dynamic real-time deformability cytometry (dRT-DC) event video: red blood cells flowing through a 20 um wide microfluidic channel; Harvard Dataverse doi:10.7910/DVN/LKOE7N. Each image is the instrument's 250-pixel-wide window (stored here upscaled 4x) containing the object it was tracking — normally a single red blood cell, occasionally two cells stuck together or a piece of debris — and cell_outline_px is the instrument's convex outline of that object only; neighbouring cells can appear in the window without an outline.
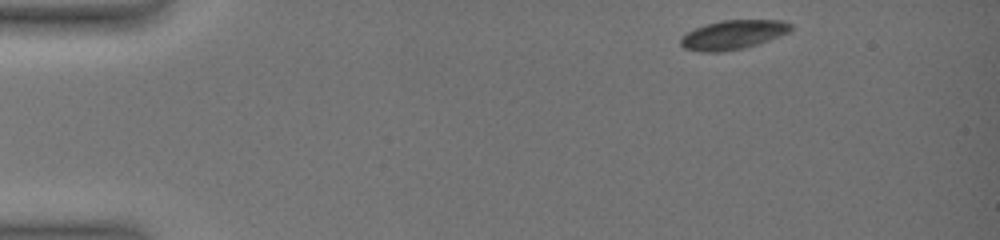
{"species": "common noctule bat (a hibernating species)", "species_latin": "Nyctalus noctula", "temperature_condition": "warm", "stored_images_in_passage": 9, "camera_frame_rate_fps": 3000, "um_per_image_px": 0.085, "animal": {"sex": "female", "body_mass_g": 19.0, "forearm_length_mm": 51.5}, "frame": {"image": 1, "passage_image": 1, "time_ms": 0.0, "image_size_px": [1000, 240], "cell_outline_px": [[792, 28], [788, 32], [780, 36], [744, 48], [720, 52], [700, 52], [684, 48], [680, 44], [680, 36], [696, 28], [720, 20], [784, 20], [792, 24]], "centroid_in_image_um": [62.3, 2.95], "position_along_channel_um": 22.7, "area_um2": 18.67}}
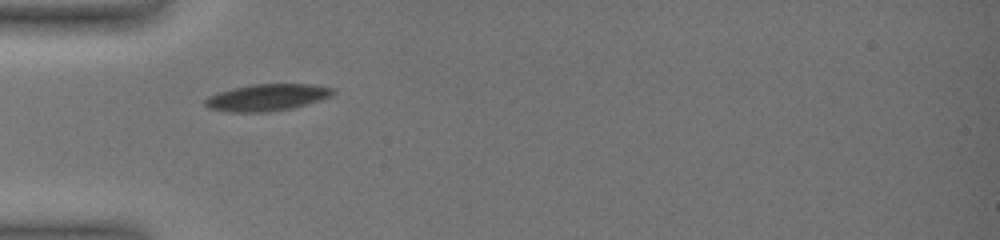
{"frame": {"image": 2, "passage_image": 7, "time_ms": 3.333, "image_size_px": [1000, 240], "cell_outline_px": [[336, 92], [332, 96], [320, 100], [292, 108], [268, 112], [228, 112], [208, 108], [204, 104], [204, 100], [208, 96], [232, 88], [252, 84], [312, 84], [332, 88]], "centroid_in_image_um": [22.69, 8.28], "position_along_channel_um": 62.3, "area_um2": 20.0}}
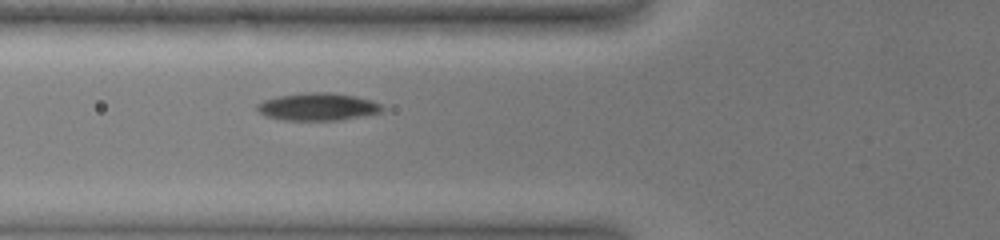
{"frame": {"image": 3, "passage_image": 9, "time_ms": 4.333, "image_size_px": [1000, 240], "cell_outline_px": [[384, 108], [380, 112], [364, 116], [340, 120], [284, 120], [264, 116], [256, 108], [256, 104], [264, 100], [276, 96], [300, 92], [328, 92], [356, 96], [372, 100], [380, 104]], "centroid_in_image_um": [26.99, 9.07], "position_along_channel_um": 98.8, "area_um2": 20.29}}